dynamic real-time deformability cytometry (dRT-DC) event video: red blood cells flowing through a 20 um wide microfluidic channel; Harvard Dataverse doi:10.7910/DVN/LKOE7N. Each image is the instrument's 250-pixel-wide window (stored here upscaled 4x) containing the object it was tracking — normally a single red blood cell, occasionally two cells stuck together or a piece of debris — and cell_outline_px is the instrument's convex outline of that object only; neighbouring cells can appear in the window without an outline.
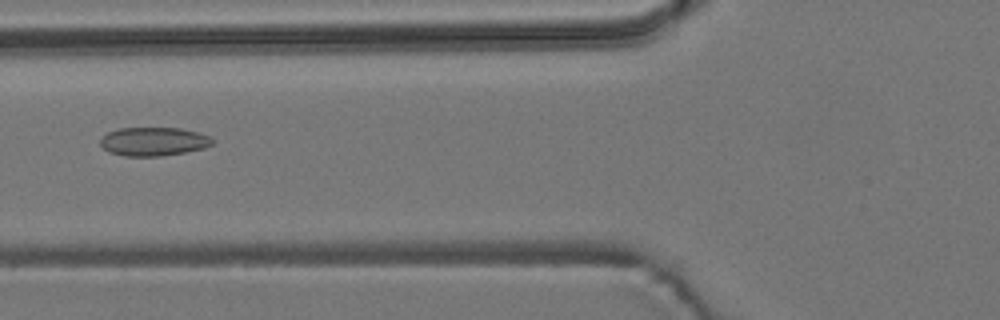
{"species": "common noctule bat (a hibernating species)", "species_latin": "Nyctalus noctula", "temperature_condition": "room temperature", "stored_images_in_passage": 5, "camera_frame_rate_fps": 3000, "um_per_image_px": 0.085, "animal": {"sex": "male", "body_mass_g": 19.2, "forearm_length_mm": 51.8}, "frame": {"image": 1, "passage_image": 3, "time_ms": 2.333, "image_size_px": [1000, 320], "cell_outline_px": [[216, 140], [212, 144], [204, 148], [184, 152], [160, 156], [124, 156], [108, 152], [100, 144], [100, 136], [108, 132], [120, 128], [180, 128], [212, 136]], "centroid_in_image_um": [13.05, 12.02], "position_along_channel_um": 112.7, "area_um2": 18.84}}
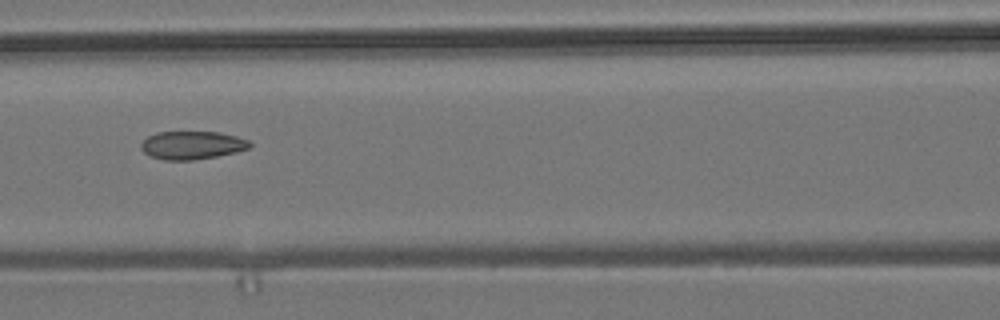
{"frame": {"image": 2, "passage_image": 4, "time_ms": 3.333, "image_size_px": [1000, 320], "cell_outline_px": [[252, 144], [248, 148], [236, 152], [216, 156], [192, 160], [164, 160], [152, 156], [144, 152], [140, 148], [140, 144], [148, 136], [156, 132], [220, 132], [236, 136], [248, 140]], "centroid_in_image_um": [16.31, 12.33], "position_along_channel_um": 150.3, "area_um2": 17.74}}
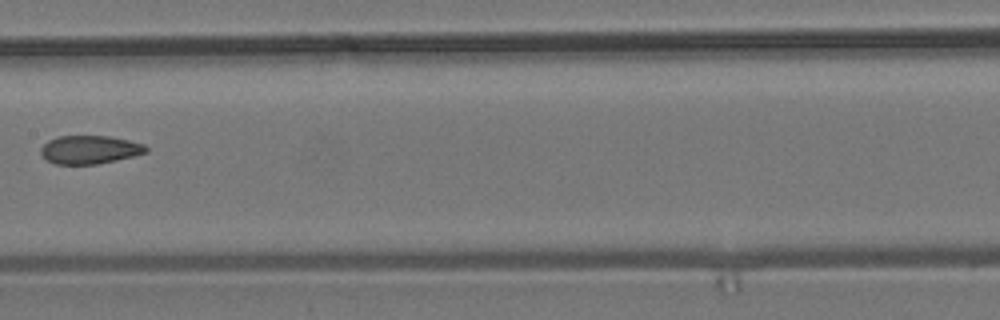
{"frame": {"image": 3, "passage_image": 5, "time_ms": 4.667, "image_size_px": [1000, 320], "cell_outline_px": [[148, 152], [116, 160], [96, 164], [56, 164], [48, 160], [40, 152], [40, 148], [48, 140], [56, 136], [108, 136], [128, 140], [144, 144], [148, 148]], "centroid_in_image_um": [7.62, 12.71], "position_along_channel_um": 199.8, "area_um2": 17.28}}